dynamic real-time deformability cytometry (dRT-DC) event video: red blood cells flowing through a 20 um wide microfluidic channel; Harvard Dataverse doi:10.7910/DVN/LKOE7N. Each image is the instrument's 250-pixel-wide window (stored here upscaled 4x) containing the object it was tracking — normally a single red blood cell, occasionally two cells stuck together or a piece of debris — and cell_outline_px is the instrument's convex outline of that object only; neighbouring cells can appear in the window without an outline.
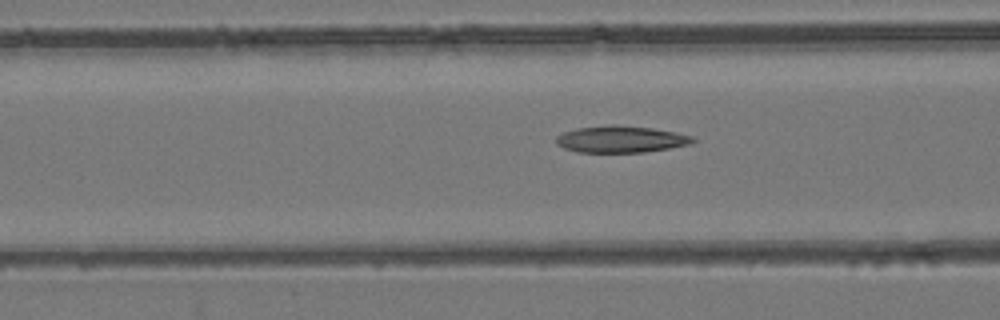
{"species": "common noctule bat (a hibernating species)", "species_latin": "Nyctalus noctula", "temperature_condition": "room temperature", "stored_images_in_passage": 54, "camera_frame_rate_fps": 3000, "um_per_image_px": 0.085, "animal": {"sex": "female", "body_mass_g": 24.6, "forearm_length_mm": 56.2}, "frame": {"image": 1, "passage_image": 21, "time_ms": 6.667, "image_size_px": [1000, 320], "cell_outline_px": [[696, 140], [688, 144], [668, 148], [644, 152], [576, 152], [564, 148], [556, 144], [556, 136], [564, 132], [576, 128], [612, 124], [616, 124], [652, 128], [676, 132], [696, 136]], "centroid_in_image_um": [52.77, 11.82], "position_along_channel_um": 113.8, "area_um2": 21.39}}
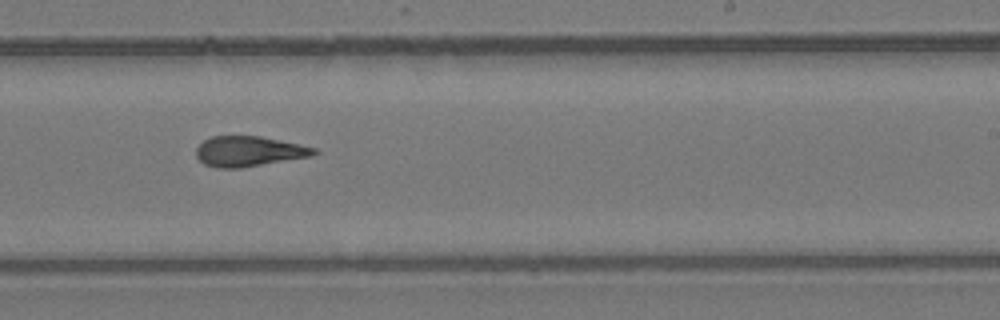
{"frame": {"image": 2, "passage_image": 33, "time_ms": 10.667, "image_size_px": [1000, 320], "cell_outline_px": [[320, 152], [312, 156], [240, 168], [216, 168], [204, 164], [196, 156], [196, 148], [204, 140], [212, 136], [260, 136], [300, 144], [316, 148]], "centroid_in_image_um": [21.16, 12.86], "position_along_channel_um": 267.8, "area_um2": 20.81}}
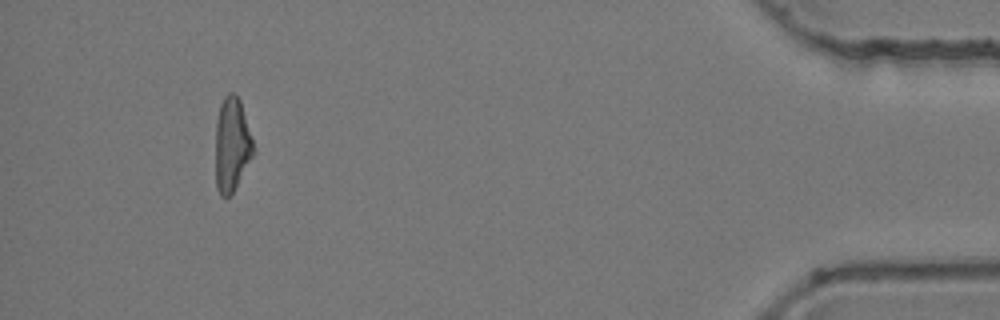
{"frame": {"image": 3, "passage_image": 50, "time_ms": 16.333, "image_size_px": [1000, 320], "cell_outline_px": [[256, 152], [232, 192], [224, 200], [220, 196], [216, 188], [216, 120], [220, 104], [224, 96], [228, 92], [232, 92], [240, 100]], "centroid_in_image_um": [19.7, 12.31], "position_along_channel_um": 415.5, "area_um2": 20.81}, "authors_computed_cell_mechanics": {"area_um2": 21.3571, "velocity_mm_per_s": 3.8539, "shape_relaxation_time_tau1_ms": null, "shape_relaxation_time_tau2_ms": 3.5994, "deformation_change_tau1": null, "deformation_change_tau2": 0.1435}}